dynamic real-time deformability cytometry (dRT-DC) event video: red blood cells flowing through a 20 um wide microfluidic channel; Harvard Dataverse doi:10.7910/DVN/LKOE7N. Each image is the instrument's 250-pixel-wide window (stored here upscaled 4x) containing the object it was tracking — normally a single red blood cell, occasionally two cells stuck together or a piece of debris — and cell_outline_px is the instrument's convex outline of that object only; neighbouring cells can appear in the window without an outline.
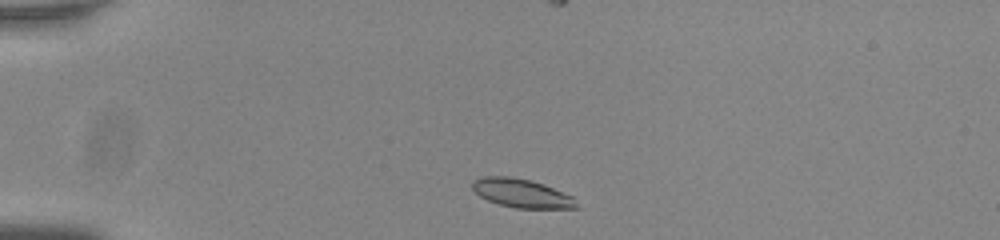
{"species": "common noctule bat (a hibernating species)", "species_latin": "Nyctalus noctula", "temperature_condition": "room temperature", "stored_images_in_passage": 45, "camera_frame_rate_fps": 3000, "um_per_image_px": 0.085, "animal": {"sex": "male", "body_mass_g": 20.0, "forearm_length_mm": 53.3}, "frame": {"image": 1, "passage_image": 3, "time_ms": 0.667, "image_size_px": [1000, 240], "cell_outline_px": [[580, 208], [516, 208], [500, 204], [488, 200], [480, 196], [472, 188], [472, 180], [484, 176], [508, 176], [532, 180], [544, 184], [572, 196]], "centroid_in_image_um": [44.34, 16.41], "position_along_channel_um": 40.7, "area_um2": 17.34}}
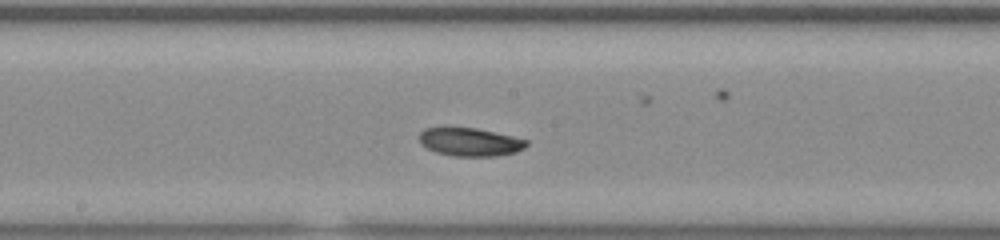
{"frame": {"image": 2, "passage_image": 20, "time_ms": 6.333, "image_size_px": [1000, 240], "cell_outline_px": [[528, 144], [524, 148], [516, 152], [496, 156], [452, 156], [436, 152], [420, 144], [420, 132], [424, 128], [476, 128], [496, 132], [528, 140]], "centroid_in_image_um": [39.97, 12.07], "position_along_channel_um": 208.2, "area_um2": 17.57}}
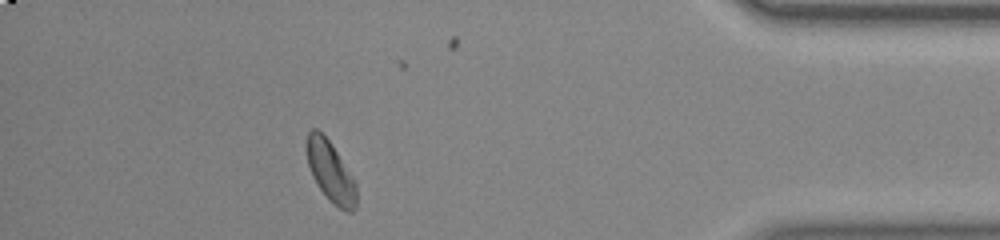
{"frame": {"image": 3, "passage_image": 39, "time_ms": 12.667, "image_size_px": [1000, 240], "cell_outline_px": [[356, 208], [352, 212], [348, 212], [332, 204], [328, 200], [312, 176], [308, 164], [304, 144], [308, 132], [312, 128], [316, 128], [328, 140], [352, 176], [356, 184]], "centroid_in_image_um": [28.06, 14.59], "position_along_channel_um": 407.1, "area_um2": 17.51}, "authors_computed_cell_mechanics": {"area_um2": 17.9758, "velocity_mm_per_s": 3.7659, "shape_relaxation_time_tau1_ms": 2.5809, "shape_relaxation_time_tau2_ms": null, "deformation_change_tau1": 0.1006, "deformation_change_tau2": null}}